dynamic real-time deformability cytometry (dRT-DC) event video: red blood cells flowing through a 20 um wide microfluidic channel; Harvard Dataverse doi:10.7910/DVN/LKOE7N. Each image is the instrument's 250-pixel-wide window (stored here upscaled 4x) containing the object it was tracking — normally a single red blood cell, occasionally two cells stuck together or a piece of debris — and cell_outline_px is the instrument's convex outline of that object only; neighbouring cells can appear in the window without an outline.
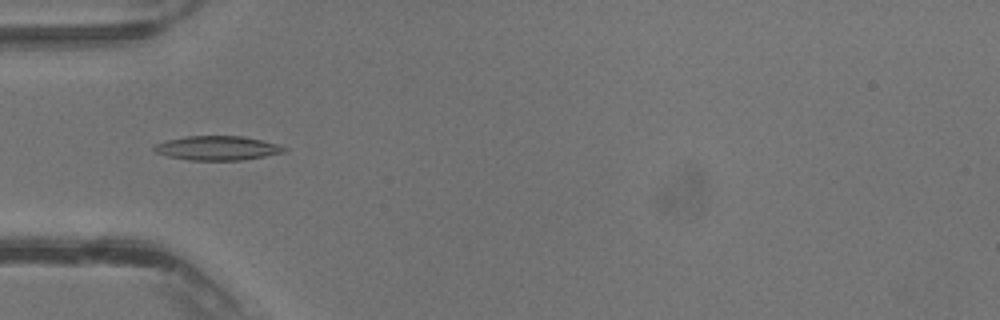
{"species": "common noctule bat (a hibernating species)", "species_latin": "Nyctalus noctula", "temperature_condition": "warm", "stored_images_in_passage": 32, "camera_frame_rate_fps": 3000, "um_per_image_px": 0.085, "animal": {"sex": "male", "body_mass_g": 13.3}, "frame": {"image": 1, "passage_image": 5, "time_ms": 1.333, "image_size_px": [1000, 320], "cell_outline_px": [[288, 148], [284, 152], [264, 156], [240, 160], [188, 160], [168, 156], [156, 152], [152, 148], [156, 144], [168, 140], [188, 136], [244, 136], [276, 144]], "centroid_in_image_um": [18.47, 12.59], "position_along_channel_um": 66.5, "area_um2": 18.09}}
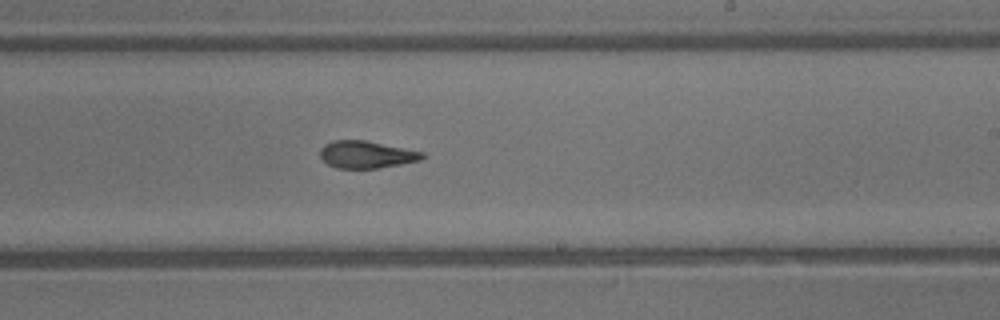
{"frame": {"image": 2, "passage_image": 16, "time_ms": 5.0, "image_size_px": [1000, 320], "cell_outline_px": [[424, 156], [420, 160], [400, 164], [376, 168], [336, 168], [328, 164], [320, 156], [320, 148], [324, 144], [332, 140], [364, 140], [424, 152]], "centroid_in_image_um": [31.11, 13.13], "position_along_channel_um": 257.9, "area_um2": 16.07}}
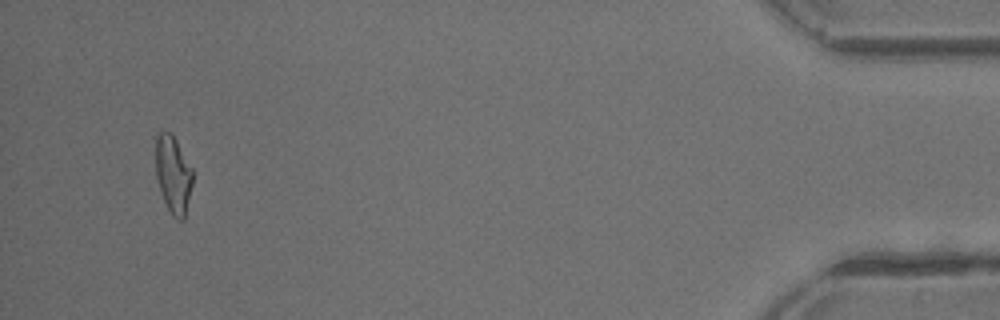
{"frame": {"image": 3, "passage_image": 30, "time_ms": 9.667, "image_size_px": [1000, 320], "cell_outline_px": [[192, 184], [184, 220], [176, 220], [172, 216], [164, 200], [156, 176], [156, 136], [160, 132], [172, 132], [192, 168]], "centroid_in_image_um": [14.72, 14.83], "position_along_channel_um": 420.5, "area_um2": 16.59}}